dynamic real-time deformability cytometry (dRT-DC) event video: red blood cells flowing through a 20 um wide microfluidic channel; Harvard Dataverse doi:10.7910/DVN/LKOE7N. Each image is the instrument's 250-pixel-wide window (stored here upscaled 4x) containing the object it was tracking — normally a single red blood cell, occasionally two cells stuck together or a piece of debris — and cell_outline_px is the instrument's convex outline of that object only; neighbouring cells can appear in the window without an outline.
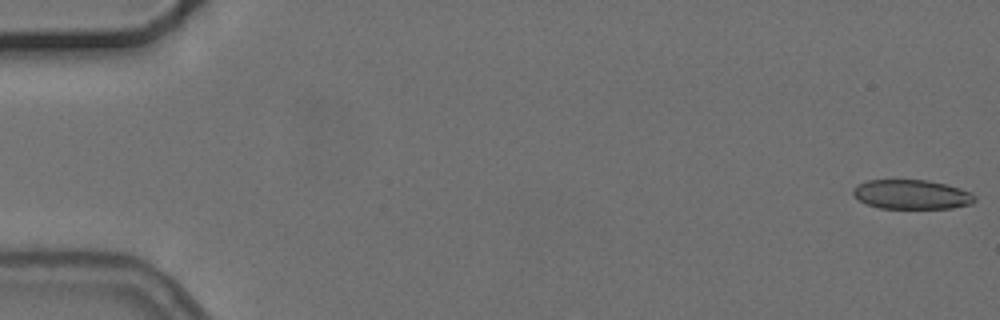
{"species": "common noctule bat (a hibernating species)", "species_latin": "Nyctalus noctula", "temperature_condition": "cold", "stored_images_in_passage": 5, "segment_of_instrument_passage": [1, 2], "camera_frame_rate_fps": 3000, "um_per_image_px": 0.085, "animal": {"sex": "female", "body_mass_g": 24.6, "forearm_length_mm": 56.2}, "frame": {"image": 1, "passage_image": 1, "time_ms": 0.0, "image_size_px": [1000, 320], "cell_outline_px": [[976, 200], [972, 204], [952, 208], [880, 208], [868, 204], [860, 200], [852, 192], [852, 188], [856, 184], [868, 180], [928, 180], [960, 188], [976, 196]], "centroid_in_image_um": [77.49, 16.52], "position_along_channel_um": 7.5, "area_um2": 20.75}}
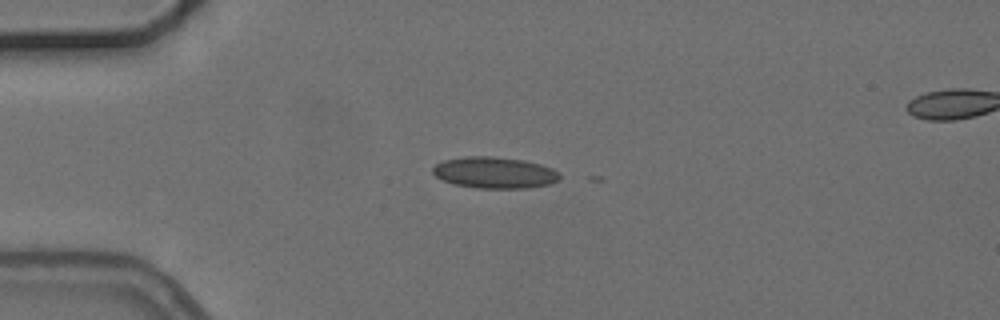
{"frame": {"image": 2, "passage_image": 4, "time_ms": 4.333, "image_size_px": [1000, 320], "cell_outline_px": [[560, 180], [552, 184], [528, 188], [476, 188], [452, 184], [436, 176], [432, 172], [432, 168], [436, 164], [444, 160], [464, 156], [492, 156], [524, 160], [540, 164], [552, 168], [560, 172]], "centroid_in_image_um": [42.07, 14.68], "position_along_channel_um": 42.9, "area_um2": 23.47}}